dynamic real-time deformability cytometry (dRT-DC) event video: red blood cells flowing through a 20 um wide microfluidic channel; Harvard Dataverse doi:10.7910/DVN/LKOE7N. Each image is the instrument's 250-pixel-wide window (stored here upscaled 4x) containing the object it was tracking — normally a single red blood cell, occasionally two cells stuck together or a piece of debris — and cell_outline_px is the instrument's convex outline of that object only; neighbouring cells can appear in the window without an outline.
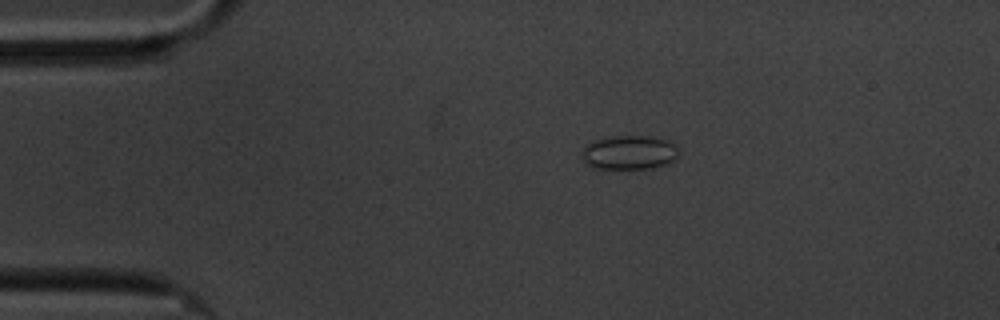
{"species": "common noctule bat (a hibernating species)", "species_latin": "Nyctalus noctula", "temperature_condition": "cold", "stored_images_in_passage": 7, "camera_frame_rate_fps": 3000, "um_per_image_px": 0.085, "animal": {"sex": "male", "body_mass_g": 20.1, "forearm_length_mm": 53.5}, "frame": {"image": 1, "passage_image": 3, "time_ms": 2.333, "image_size_px": [1000, 320], "cell_outline_px": [[676, 156], [672, 160], [664, 164], [652, 168], [592, 168], [584, 160], [584, 148], [592, 140], [604, 136], [652, 136], [668, 140], [676, 148]], "centroid_in_image_um": [53.45, 12.94], "position_along_channel_um": 31.6, "area_um2": 18.9}}
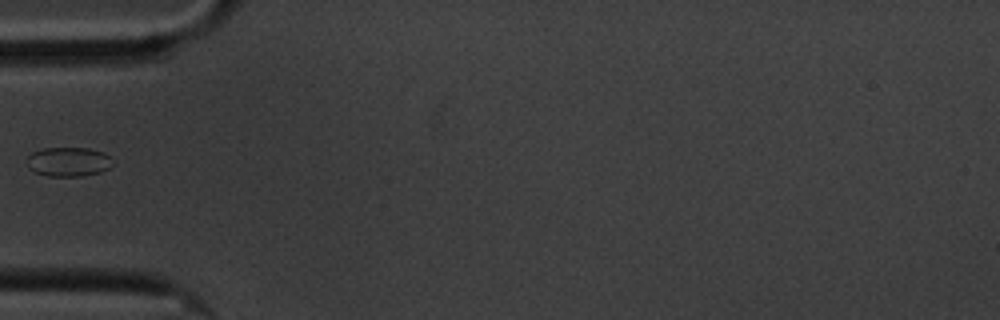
{"frame": {"image": 2, "passage_image": 5, "time_ms": 5.0, "image_size_px": [1000, 320], "cell_outline_px": [[116, 164], [100, 172], [80, 176], [48, 176], [36, 172], [28, 168], [28, 156], [32, 152], [44, 148], [88, 148], [104, 152], [112, 156]], "centroid_in_image_um": [5.88, 13.74], "position_along_channel_um": 79.1, "area_um2": 14.8}}